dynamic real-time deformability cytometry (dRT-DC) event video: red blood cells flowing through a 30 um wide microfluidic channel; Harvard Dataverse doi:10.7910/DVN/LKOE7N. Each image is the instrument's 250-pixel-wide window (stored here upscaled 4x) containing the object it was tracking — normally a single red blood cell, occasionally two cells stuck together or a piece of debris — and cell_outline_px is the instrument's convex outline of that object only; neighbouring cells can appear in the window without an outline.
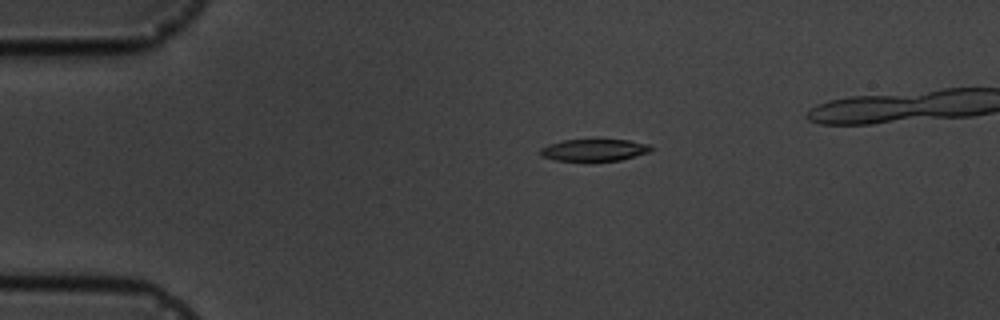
{"species": "common noctule bat (a hibernating species)", "species_latin": "Nyctalus noctula", "temperature_condition": "cold", "stored_images_in_passage": 5, "camera_frame_rate_fps": 3000, "um_per_image_px": 0.085, "animal": {"sex": "male", "body_mass_g": 19.5, "forearm_length_mm": 54.6}, "frame": {"image": 1, "passage_image": 3, "time_ms": 2.333, "image_size_px": [1000, 320], "cell_outline_px": [[652, 148], [648, 152], [620, 160], [556, 160], [540, 156], [540, 148], [548, 144], [560, 140], [592, 136], [596, 136], [628, 140], [652, 144]], "centroid_in_image_um": [50.48, 12.67], "position_along_channel_um": 34.5, "area_um2": 15.03}}